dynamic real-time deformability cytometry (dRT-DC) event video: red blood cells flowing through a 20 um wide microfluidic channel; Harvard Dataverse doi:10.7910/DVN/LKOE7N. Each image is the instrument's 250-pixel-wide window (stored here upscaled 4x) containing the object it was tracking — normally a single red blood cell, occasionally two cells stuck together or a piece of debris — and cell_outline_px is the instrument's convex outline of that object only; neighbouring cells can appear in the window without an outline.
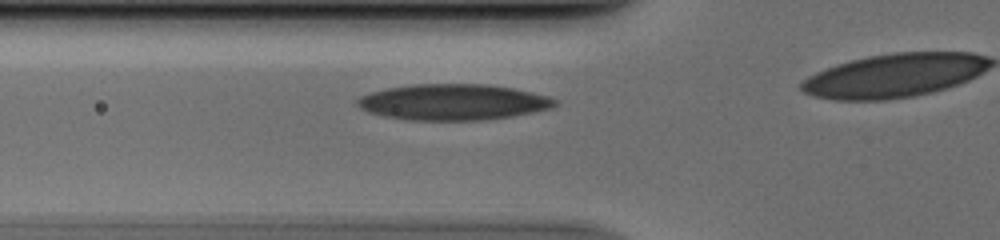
{"species": "human", "species_latin": "Homo sapiens", "temperature_condition": "cold", "stored_images_in_passage": 15, "camera_frame_rate_fps": 3000, "um_per_image_px": 0.085, "donor": {"sex": "male"}, "frame": {"image": 1, "passage_image": 7, "time_ms": 2.0, "image_size_px": [1000, 240], "cell_outline_px": [[560, 104], [552, 108], [512, 116], [484, 120], [404, 120], [384, 116], [368, 112], [360, 108], [356, 104], [356, 100], [360, 96], [372, 92], [388, 88], [412, 84], [488, 84], [512, 88], [548, 96], [560, 100]], "centroid_in_image_um": [38.53, 8.68], "position_along_channel_um": 87.3, "area_um2": 41.62}}
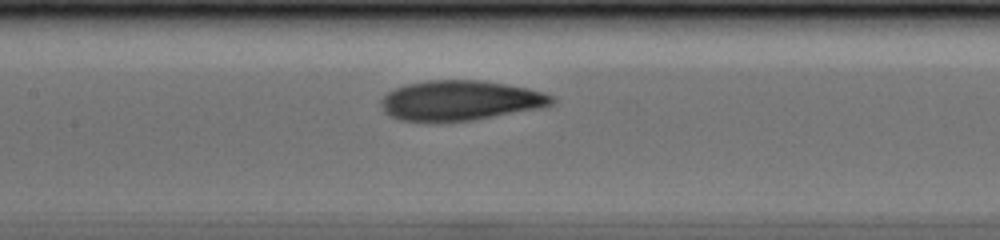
{"frame": {"image": 2, "passage_image": 13, "time_ms": 4.0, "image_size_px": [1000, 240], "cell_outline_px": [[556, 100], [552, 104], [540, 108], [472, 120], [400, 120], [384, 112], [380, 104], [380, 100], [388, 92], [396, 88], [408, 84], [428, 80], [480, 80], [528, 88], [544, 92], [552, 96]], "centroid_in_image_um": [39.14, 8.52], "position_along_channel_um": 168.3, "area_um2": 39.19}}